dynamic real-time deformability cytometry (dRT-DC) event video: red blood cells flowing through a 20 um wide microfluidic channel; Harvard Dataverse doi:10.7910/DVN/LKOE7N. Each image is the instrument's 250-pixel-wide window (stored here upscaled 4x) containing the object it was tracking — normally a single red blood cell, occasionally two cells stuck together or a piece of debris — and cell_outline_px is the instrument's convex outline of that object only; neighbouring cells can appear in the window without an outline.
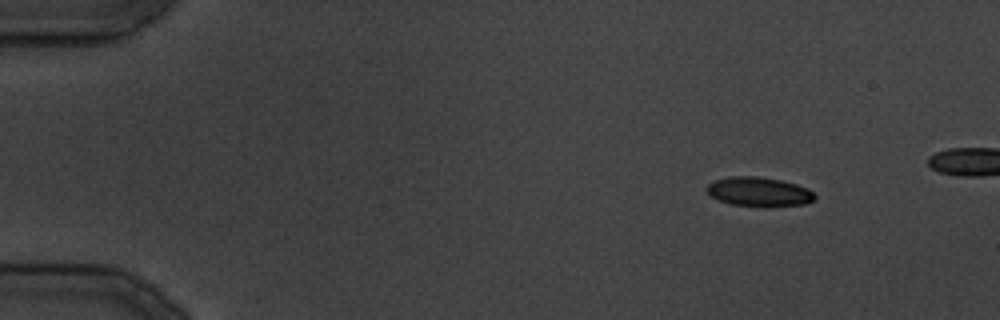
{"species": "common noctule bat (a hibernating species)", "species_latin": "Nyctalus noctula", "temperature_condition": "cold", "stored_images_in_passage": 31, "camera_frame_rate_fps": 3000, "um_per_image_px": 0.085, "animal": {"sex": "male", "body_mass_g": 19.5, "forearm_length_mm": 54.6}, "frame": {"image": 1, "passage_image": 2, "time_ms": 2.333, "image_size_px": [1000, 320], "cell_outline_px": [[816, 196], [812, 200], [804, 204], [732, 204], [720, 200], [712, 196], [704, 188], [712, 180], [728, 176], [756, 176], [780, 180], [796, 184], [808, 188]], "centroid_in_image_um": [64.44, 16.24], "position_along_channel_um": 20.6, "area_um2": 17.63}}
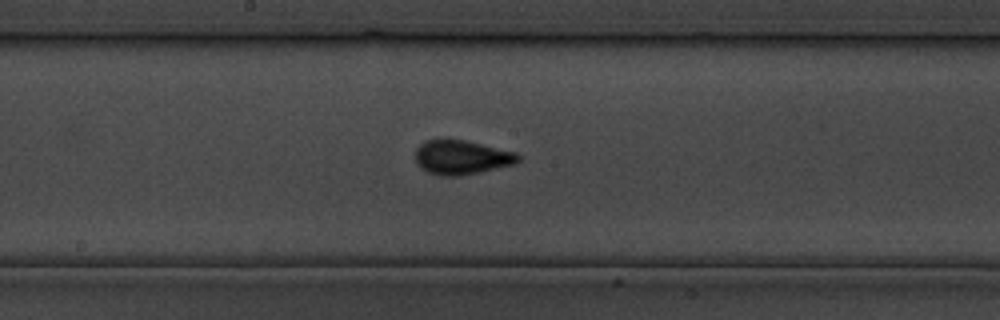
{"frame": {"image": 2, "passage_image": 17, "time_ms": 20.333, "image_size_px": [1000, 320], "cell_outline_px": [[520, 160], [516, 164], [480, 172], [456, 176], [440, 176], [428, 172], [420, 168], [416, 164], [416, 148], [424, 140], [436, 136], [440, 136], [464, 140], [516, 152], [520, 156]], "centroid_in_image_um": [39.18, 13.34], "position_along_channel_um": 209.0, "area_um2": 21.15}}
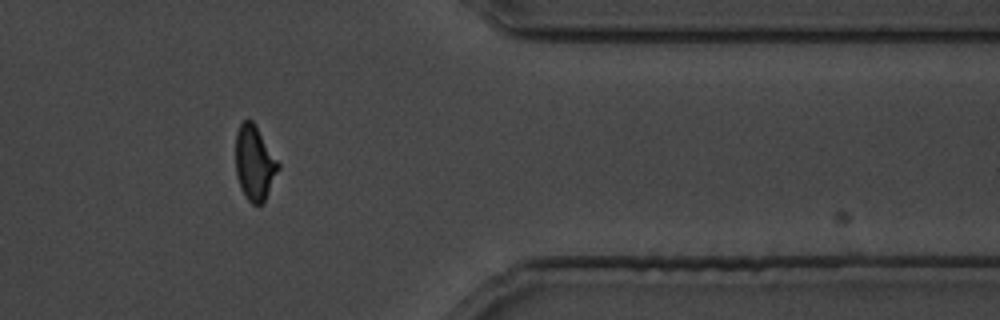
{"frame": {"image": 3, "passage_image": 27, "time_ms": 32.667, "image_size_px": [1000, 320], "cell_outline_px": [[280, 168], [264, 200], [260, 204], [252, 204], [248, 200], [240, 188], [236, 176], [236, 132], [240, 124], [244, 120], [252, 120], [256, 124], [280, 164]], "centroid_in_image_um": [21.63, 13.83], "position_along_channel_um": 389.8, "area_um2": 18.55}}